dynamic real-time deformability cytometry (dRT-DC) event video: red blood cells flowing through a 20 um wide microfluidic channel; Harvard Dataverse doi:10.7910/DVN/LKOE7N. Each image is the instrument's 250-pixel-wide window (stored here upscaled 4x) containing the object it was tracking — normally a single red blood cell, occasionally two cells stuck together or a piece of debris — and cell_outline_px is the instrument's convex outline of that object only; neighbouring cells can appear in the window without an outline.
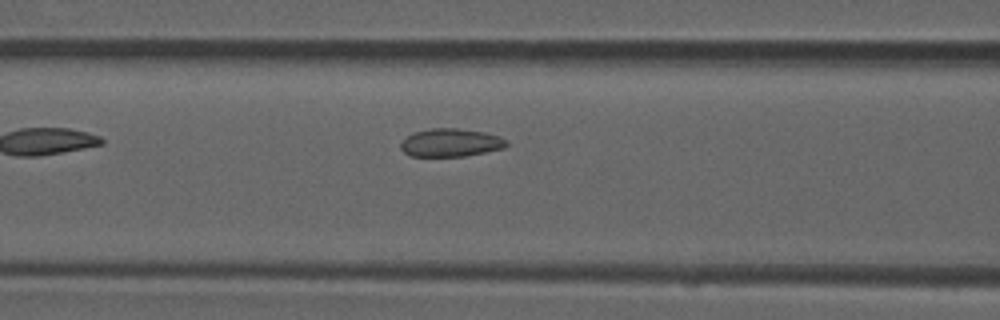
{"species": "common noctule bat (a hibernating species)", "species_latin": "Nyctalus noctula", "temperature_condition": "room temperature", "stored_images_in_passage": 37, "camera_frame_rate_fps": 3000, "um_per_image_px": 0.085, "animal": {"sex": "male", "forearm_length_mm": 52.5}, "frame": {"image": 1, "passage_image": 6, "time_ms": 1.667, "image_size_px": [1000, 320], "cell_outline_px": [[508, 144], [504, 148], [464, 156], [408, 156], [400, 148], [400, 144], [408, 136], [416, 132], [432, 128], [456, 128], [484, 132], [496, 136], [504, 140]], "centroid_in_image_um": [38.27, 12.13], "position_along_channel_um": 128.3, "area_um2": 16.99}}
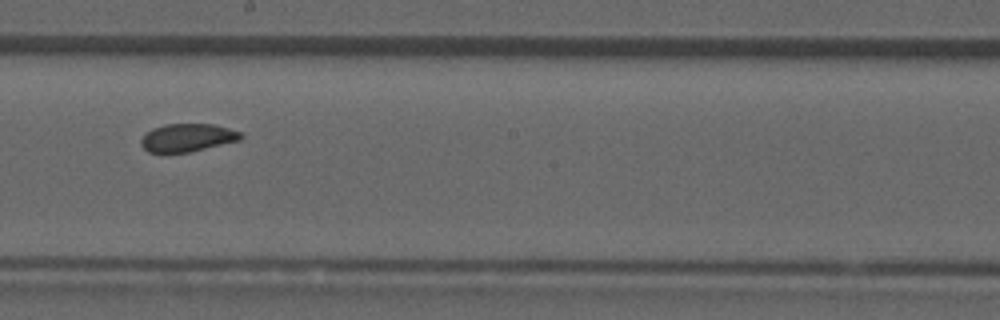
{"frame": {"image": 2, "passage_image": 14, "time_ms": 4.333, "image_size_px": [1000, 320], "cell_outline_px": [[244, 136], [240, 140], [188, 152], [148, 152], [140, 144], [140, 140], [152, 128], [164, 124], [216, 124], [240, 132]], "centroid_in_image_um": [15.93, 11.69], "position_along_channel_um": 232.3, "area_um2": 16.13}}
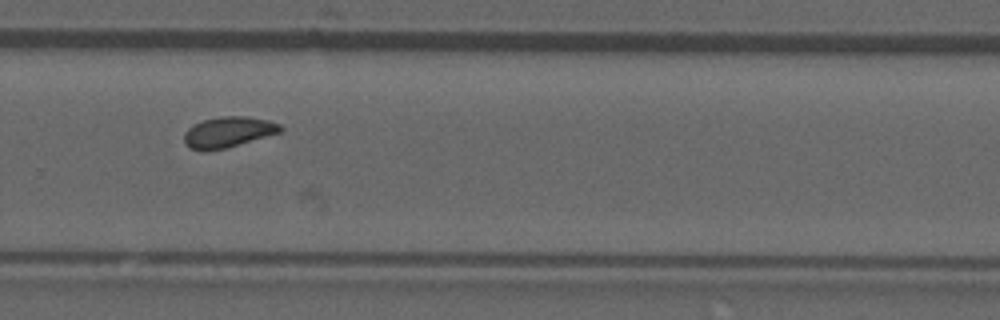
{"frame": {"image": 3, "passage_image": 20, "time_ms": 6.333, "image_size_px": [1000, 320], "cell_outline_px": [[284, 128], [280, 132], [224, 148], [192, 148], [184, 140], [184, 132], [192, 124], [200, 120], [220, 116], [244, 116], [268, 120], [280, 124]], "centroid_in_image_um": [19.41, 11.16], "position_along_channel_um": 310.4, "area_um2": 16.65}, "authors_computed_cell_mechanics": {"area_um2": 16.6464, "velocity_mm_per_s": 3.9199, "shape_relaxation_time_tau1_ms": null, "shape_relaxation_time_tau2_ms": 1.1876, "deformation_change_tau1": null, "deformation_change_tau2": 0.0644}}